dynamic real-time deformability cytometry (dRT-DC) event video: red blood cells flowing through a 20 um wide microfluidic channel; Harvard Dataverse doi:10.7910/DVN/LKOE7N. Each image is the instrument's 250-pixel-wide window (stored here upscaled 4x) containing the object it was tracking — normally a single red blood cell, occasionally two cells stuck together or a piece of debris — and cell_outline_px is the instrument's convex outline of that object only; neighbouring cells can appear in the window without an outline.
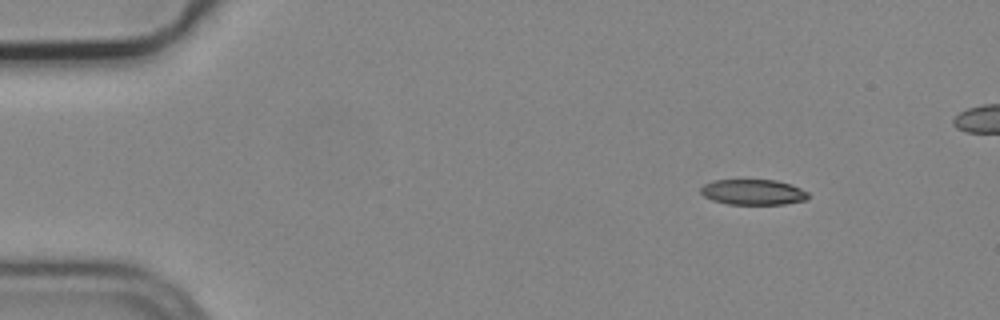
{"species": "common noctule bat (a hibernating species)", "species_latin": "Nyctalus noctula", "temperature_condition": "cold", "stored_images_in_passage": 9, "camera_frame_rate_fps": 3000, "um_per_image_px": 0.085, "animal": {"sex": "male", "body_mass_g": 19.2, "forearm_length_mm": 51.8}, "frame": {"image": 1, "passage_image": 1, "time_ms": 0.0, "image_size_px": [1000, 320], "cell_outline_px": [[808, 200], [784, 204], [728, 204], [712, 200], [704, 196], [700, 192], [700, 188], [704, 184], [712, 180], [776, 180], [800, 188], [808, 192]], "centroid_in_image_um": [64.0, 16.33], "position_along_channel_um": 21.0, "area_um2": 15.95}}
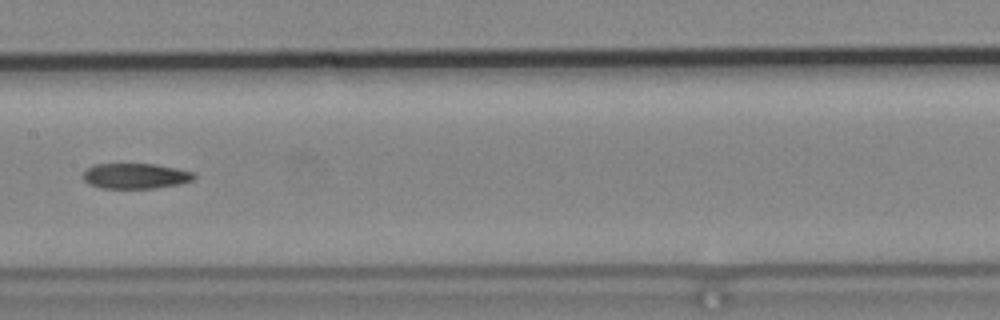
{"frame": {"image": 2, "passage_image": 7, "time_ms": 2.0, "image_size_px": [1000, 320], "cell_outline_px": [[196, 176], [192, 180], [180, 184], [156, 188], [100, 188], [88, 184], [84, 180], [84, 172], [88, 168], [96, 164], [156, 164], [176, 168], [192, 172]], "centroid_in_image_um": [11.52, 14.96], "position_along_channel_um": 195.9, "area_um2": 16.36}}
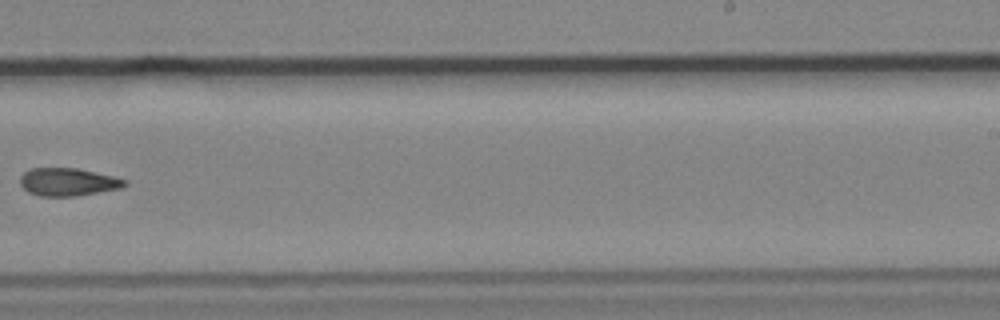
{"frame": {"image": 3, "passage_image": 9, "time_ms": 2.667, "image_size_px": [1000, 320], "cell_outline_px": [[128, 184], [120, 188], [76, 196], [40, 196], [28, 192], [20, 184], [20, 176], [24, 172], [32, 168], [76, 168], [112, 176], [128, 180]], "centroid_in_image_um": [5.76, 15.47], "position_along_channel_um": 283.2, "area_um2": 16.88}}